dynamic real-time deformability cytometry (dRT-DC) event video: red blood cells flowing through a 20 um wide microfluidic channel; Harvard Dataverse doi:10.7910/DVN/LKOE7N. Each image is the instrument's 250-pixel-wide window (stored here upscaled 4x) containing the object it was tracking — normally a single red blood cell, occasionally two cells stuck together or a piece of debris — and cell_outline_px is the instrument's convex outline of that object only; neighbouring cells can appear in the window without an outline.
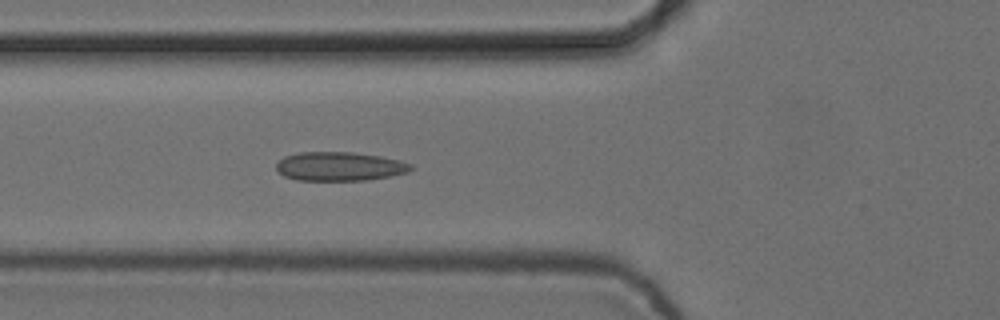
{"species": "common noctule bat (a hibernating species)", "species_latin": "Nyctalus noctula", "temperature_condition": "cold", "stored_images_in_passage": 6, "camera_frame_rate_fps": 3000, "um_per_image_px": 0.085, "animal": {"sex": "female", "body_mass_g": 24.6, "forearm_length_mm": 56.2}, "frame": {"image": 1, "passage_image": 6, "time_ms": 1.667, "image_size_px": [1000, 320], "cell_outline_px": [[412, 168], [408, 172], [388, 176], [364, 180], [296, 180], [284, 176], [276, 168], [276, 164], [284, 156], [300, 152], [352, 152], [380, 156], [400, 160], [412, 164]], "centroid_in_image_um": [28.85, 14.13], "position_along_channel_um": 96.9, "area_um2": 22.54}}